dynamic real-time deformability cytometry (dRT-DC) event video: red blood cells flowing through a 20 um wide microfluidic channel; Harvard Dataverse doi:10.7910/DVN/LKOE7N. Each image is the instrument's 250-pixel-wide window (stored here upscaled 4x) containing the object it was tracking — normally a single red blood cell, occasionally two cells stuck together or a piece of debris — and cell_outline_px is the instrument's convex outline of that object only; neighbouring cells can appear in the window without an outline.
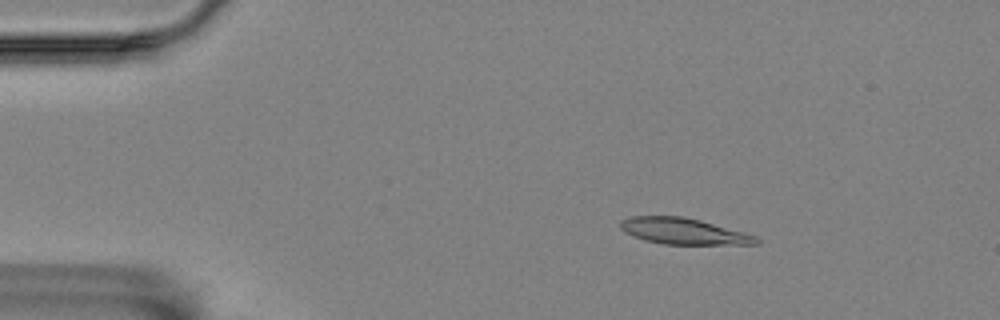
{"species": "Egyptian fruit bat (a non-hibernating species)", "species_latin": "Rousettus aegyptiacus", "temperature_condition": "room temperature", "stored_images_in_passage": 5, "camera_frame_rate_fps": 3000, "um_per_image_px": 0.085, "animal": {"sex": "female"}, "frame": {"image": 1, "passage_image": 3, "time_ms": 0.667, "image_size_px": [1000, 320], "cell_outline_px": [[760, 244], [664, 244], [648, 240], [624, 232], [620, 228], [620, 224], [624, 220], [632, 216], [684, 216], [700, 220], [756, 236], [760, 240]], "centroid_in_image_um": [58.12, 19.65], "position_along_channel_um": 26.9, "area_um2": 20.29}}